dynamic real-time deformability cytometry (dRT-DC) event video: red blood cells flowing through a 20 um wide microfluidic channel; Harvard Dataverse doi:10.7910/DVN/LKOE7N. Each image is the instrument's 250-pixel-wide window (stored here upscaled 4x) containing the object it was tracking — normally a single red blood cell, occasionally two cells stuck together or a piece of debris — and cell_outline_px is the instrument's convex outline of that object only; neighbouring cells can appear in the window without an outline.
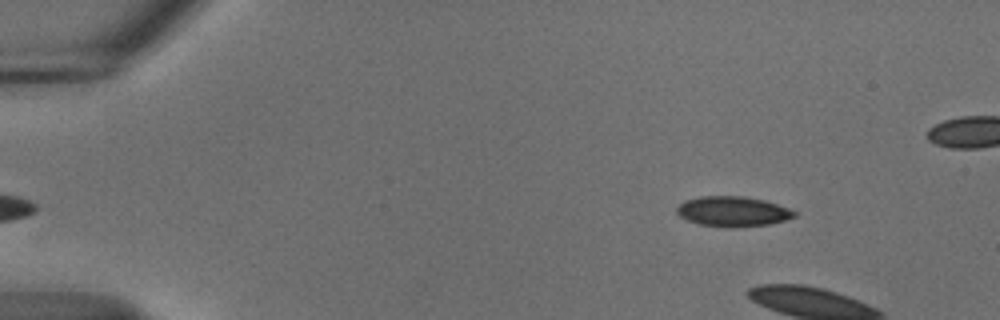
{"species": "common noctule bat (a hibernating species)", "species_latin": "Nyctalus noctula", "temperature_condition": "cold", "stored_images_in_passage": 6, "camera_frame_rate_fps": 3000, "um_per_image_px": 0.085, "animal": {"sex": "male", "body_mass_g": 18.8}, "frame": {"image": 1, "passage_image": 2, "time_ms": 0.333, "image_size_px": [1000, 320], "cell_outline_px": [[796, 216], [784, 220], [768, 224], [732, 228], [724, 228], [696, 224], [680, 216], [676, 212], [676, 208], [684, 200], [700, 196], [744, 196], [764, 200], [788, 208], [796, 212]], "centroid_in_image_um": [62.24, 17.98], "position_along_channel_um": 22.8, "area_um2": 20.75}}